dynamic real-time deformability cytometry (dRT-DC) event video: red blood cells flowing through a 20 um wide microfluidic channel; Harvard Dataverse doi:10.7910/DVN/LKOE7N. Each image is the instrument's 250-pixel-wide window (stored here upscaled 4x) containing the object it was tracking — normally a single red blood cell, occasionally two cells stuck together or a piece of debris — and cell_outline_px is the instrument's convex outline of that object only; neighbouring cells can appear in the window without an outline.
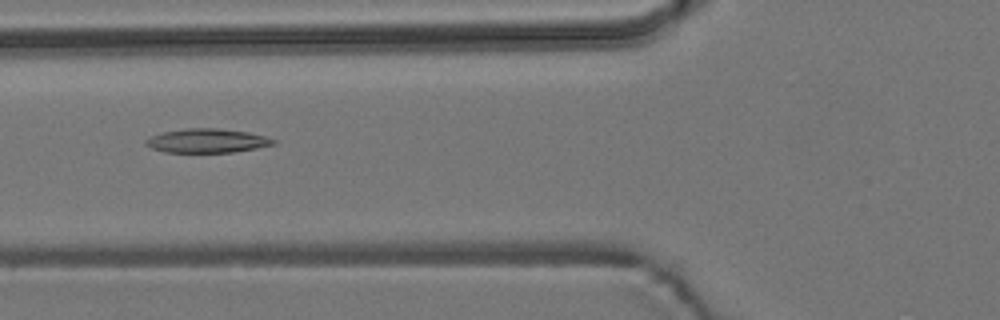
{"species": "common noctule bat (a hibernating species)", "species_latin": "Nyctalus noctula", "temperature_condition": "room temperature", "stored_images_in_passage": 4, "camera_frame_rate_fps": 3000, "um_per_image_px": 0.085, "animal": {"sex": "male", "body_mass_g": 19.2, "forearm_length_mm": 51.8}, "frame": {"image": 1, "passage_image": 2, "time_ms": 1.333, "image_size_px": [1000, 320], "cell_outline_px": [[276, 144], [256, 148], [232, 152], [164, 152], [152, 148], [144, 144], [144, 140], [152, 136], [164, 132], [184, 128], [220, 128], [248, 132], [264, 136], [276, 140]], "centroid_in_image_um": [17.59, 11.96], "position_along_channel_um": 108.2, "area_um2": 17.8}}
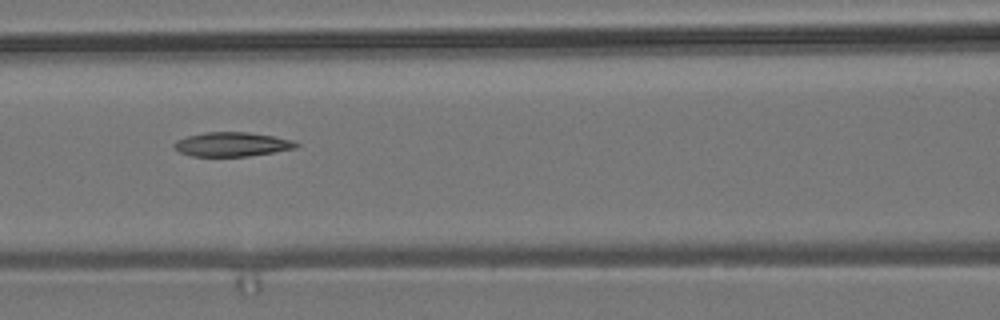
{"frame": {"image": 2, "passage_image": 3, "time_ms": 2.333, "image_size_px": [1000, 320], "cell_outline_px": [[300, 144], [296, 148], [248, 156], [192, 156], [180, 152], [172, 144], [176, 140], [188, 136], [204, 132], [248, 132], [272, 136], [292, 140]], "centroid_in_image_um": [19.71, 12.26], "position_along_channel_um": 146.9, "area_um2": 17.05}}
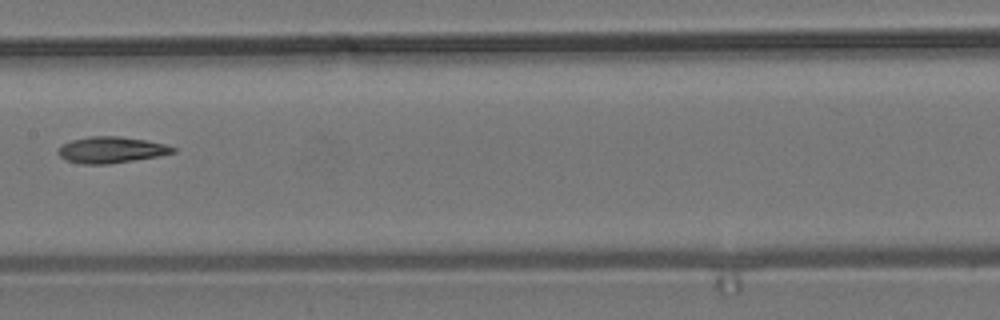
{"frame": {"image": 3, "passage_image": 4, "time_ms": 3.667, "image_size_px": [1000, 320], "cell_outline_px": [[176, 152], [156, 156], [108, 164], [80, 164], [68, 160], [60, 156], [56, 152], [64, 144], [72, 140], [88, 136], [120, 136], [148, 140], [168, 144], [176, 148]], "centroid_in_image_um": [9.48, 12.72], "position_along_channel_um": 197.9, "area_um2": 17.51}}